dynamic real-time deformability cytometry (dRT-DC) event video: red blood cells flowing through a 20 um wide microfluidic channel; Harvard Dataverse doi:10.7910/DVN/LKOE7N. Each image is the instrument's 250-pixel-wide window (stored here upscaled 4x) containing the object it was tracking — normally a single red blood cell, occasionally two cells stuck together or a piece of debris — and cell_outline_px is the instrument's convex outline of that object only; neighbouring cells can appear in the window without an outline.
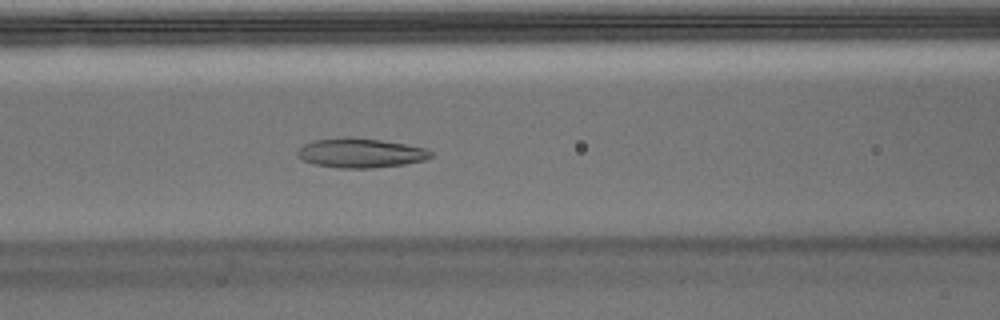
{"species": "Egyptian fruit bat (a non-hibernating species)", "species_latin": "Rousettus aegyptiacus", "temperature_condition": "warm", "stored_images_in_passage": 27, "camera_frame_rate_fps": 3000, "um_per_image_px": 0.085, "animal": {"sex": "male"}, "frame": {"image": 1, "passage_image": 8, "time_ms": 2.333, "image_size_px": [1000, 320], "cell_outline_px": [[432, 156], [424, 160], [404, 164], [372, 168], [340, 168], [316, 164], [304, 160], [296, 156], [296, 152], [304, 144], [316, 140], [344, 136], [348, 136], [380, 140], [428, 148], [432, 152]], "centroid_in_image_um": [30.65, 12.99], "position_along_channel_um": 136.0, "area_um2": 22.83}}
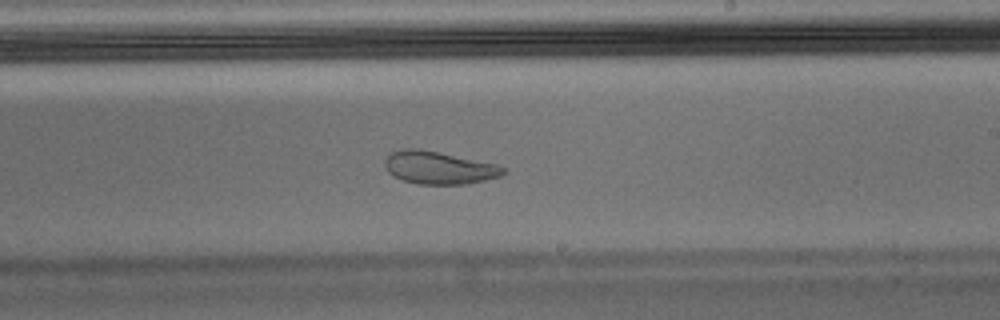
{"frame": {"image": 2, "passage_image": 16, "time_ms": 5.0, "image_size_px": [1000, 320], "cell_outline_px": [[508, 172], [500, 176], [484, 180], [464, 184], [416, 184], [392, 176], [388, 172], [384, 164], [384, 160], [392, 152], [404, 148], [416, 148], [496, 164], [504, 168]], "centroid_in_image_um": [37.28, 14.26], "position_along_channel_um": 251.7, "area_um2": 22.31}}